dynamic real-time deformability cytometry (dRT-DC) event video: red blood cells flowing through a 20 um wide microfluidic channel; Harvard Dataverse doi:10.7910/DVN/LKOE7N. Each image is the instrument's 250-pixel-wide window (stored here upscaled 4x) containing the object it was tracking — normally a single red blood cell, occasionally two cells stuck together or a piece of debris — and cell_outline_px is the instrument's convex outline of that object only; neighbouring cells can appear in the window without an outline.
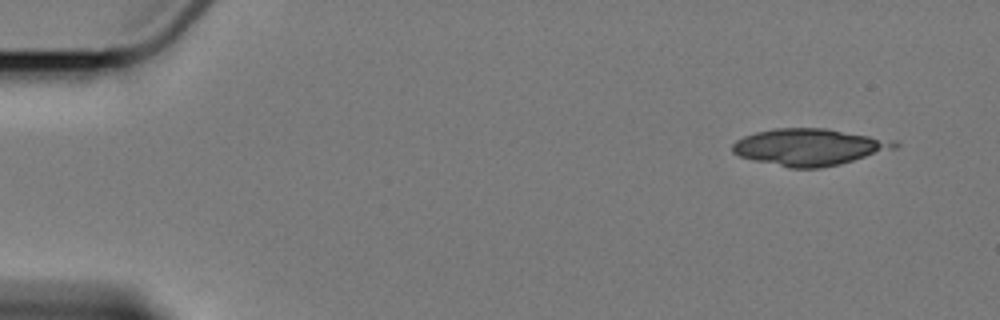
{"species": "Egyptian fruit bat (a non-hibernating species)", "species_latin": "Rousettus aegyptiacus", "temperature_condition": "cold", "stored_images_in_passage": 6, "camera_frame_rate_fps": 3000, "um_per_image_px": 0.085, "animal": {"sex": "female"}, "frame": {"image": 1, "passage_image": 1, "time_ms": 0.0, "image_size_px": [1000, 320], "cell_outline_px": [[900, 144], [896, 148], [840, 164], [820, 168], [788, 168], [740, 156], [732, 152], [732, 144], [736, 140], [744, 136], [756, 132], [776, 128], [824, 128], [896, 140]], "centroid_in_image_um": [68.79, 12.49], "position_along_channel_um": 16.2, "area_um2": 34.56}}
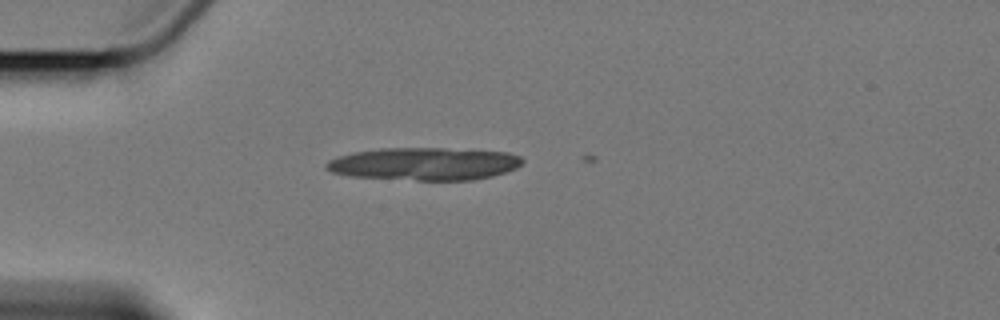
{"frame": {"image": 2, "passage_image": 4, "time_ms": 3.667, "image_size_px": [1000, 320], "cell_outline_px": [[524, 160], [516, 168], [492, 176], [472, 180], [416, 180], [348, 176], [332, 172], [324, 168], [324, 164], [328, 160], [336, 156], [352, 152], [380, 148], [444, 148], [508, 152], [520, 156]], "centroid_in_image_um": [36.01, 13.92], "position_along_channel_um": 49.0, "area_um2": 37.57}}